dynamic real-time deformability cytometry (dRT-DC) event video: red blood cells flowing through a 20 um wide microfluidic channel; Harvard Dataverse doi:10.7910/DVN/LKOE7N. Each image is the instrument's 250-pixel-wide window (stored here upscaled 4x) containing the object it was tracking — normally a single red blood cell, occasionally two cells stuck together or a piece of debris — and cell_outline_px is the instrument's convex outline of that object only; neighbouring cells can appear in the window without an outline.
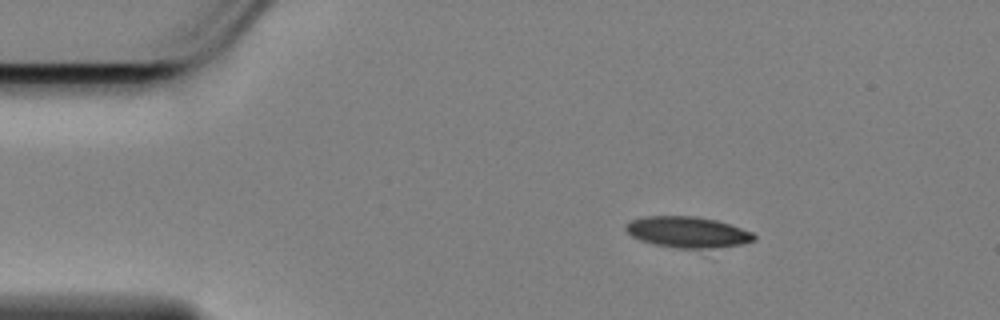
{"species": "Egyptian fruit bat (a non-hibernating species)", "species_latin": "Rousettus aegyptiacus", "temperature_condition": "cold", "stored_images_in_passage": 9, "camera_frame_rate_fps": 3000, "um_per_image_px": 0.085, "animal": {"sex": "female"}, "frame": {"image": 1, "passage_image": 1, "time_ms": 0.0, "image_size_px": [1000, 320], "cell_outline_px": [[756, 240], [740, 244], [700, 248], [676, 248], [656, 244], [640, 240], [632, 236], [624, 228], [624, 224], [632, 220], [644, 216], [696, 216], [716, 220], [752, 232], [756, 236]], "centroid_in_image_um": [58.4, 19.71], "position_along_channel_um": 26.6, "area_um2": 22.83}}